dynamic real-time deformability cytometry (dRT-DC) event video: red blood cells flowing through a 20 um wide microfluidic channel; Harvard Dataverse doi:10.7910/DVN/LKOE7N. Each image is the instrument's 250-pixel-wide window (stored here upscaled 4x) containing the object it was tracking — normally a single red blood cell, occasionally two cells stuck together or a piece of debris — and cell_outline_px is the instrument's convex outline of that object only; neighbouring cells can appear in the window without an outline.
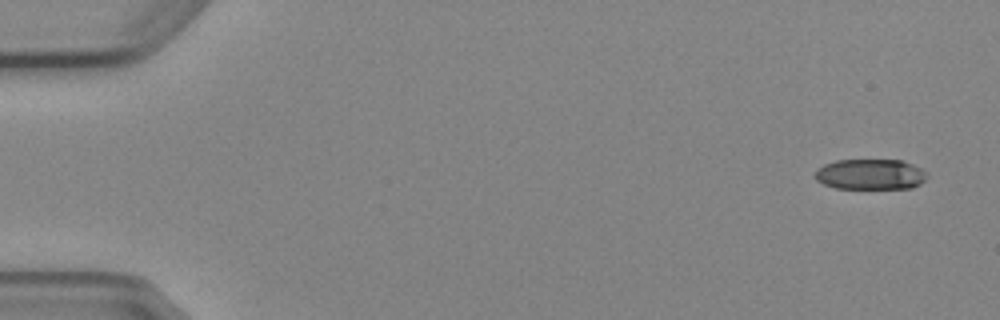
{"species": "Egyptian fruit bat (a non-hibernating species)", "species_latin": "Rousettus aegyptiacus", "temperature_condition": "cold", "stored_images_in_passage": 6, "camera_frame_rate_fps": 3000, "um_per_image_px": 0.085, "animal": {"sex": "female"}, "frame": {"image": 1, "passage_image": 1, "time_ms": 0.0, "image_size_px": [1000, 320], "cell_outline_px": [[928, 176], [920, 184], [912, 188], [836, 188], [824, 184], [816, 180], [812, 176], [816, 168], [824, 164], [836, 160], [904, 160], [920, 168]], "centroid_in_image_um": [73.93, 14.81], "position_along_channel_um": 11.1, "area_um2": 20.06}}